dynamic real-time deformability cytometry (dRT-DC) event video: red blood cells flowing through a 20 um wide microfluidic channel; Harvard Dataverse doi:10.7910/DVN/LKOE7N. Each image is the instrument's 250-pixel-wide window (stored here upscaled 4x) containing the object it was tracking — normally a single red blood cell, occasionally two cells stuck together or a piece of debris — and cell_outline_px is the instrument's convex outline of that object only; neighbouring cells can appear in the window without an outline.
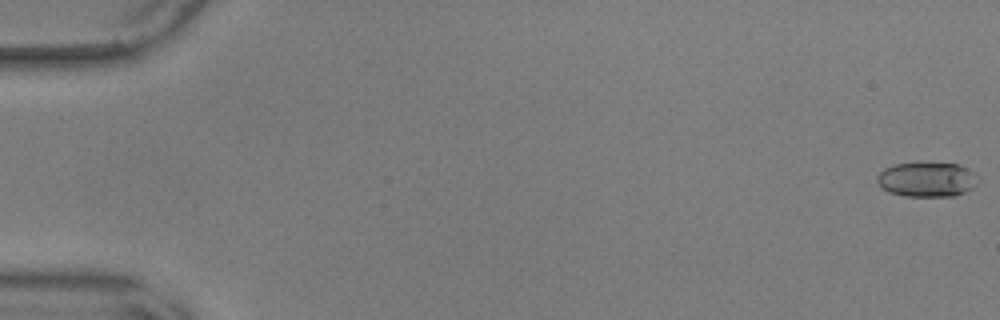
{"species": "common noctule bat (a hibernating species)", "species_latin": "Nyctalus noctula", "temperature_condition": "warm", "stored_images_in_passage": 57, "camera_frame_rate_fps": 3000, "um_per_image_px": 0.085, "animal": {"sex": "male", "body_mass_g": 17.9, "forearm_length_mm": 54.2}, "frame": {"image": 1, "passage_image": 1, "time_ms": 0.0, "image_size_px": [1000, 320], "cell_outline_px": [[976, 184], [972, 188], [956, 196], [904, 196], [888, 192], [880, 188], [876, 180], [876, 176], [884, 168], [892, 164], [916, 160], [956, 164], [972, 172]], "centroid_in_image_um": [78.67, 15.22], "position_along_channel_um": 6.3, "area_um2": 20.92}}
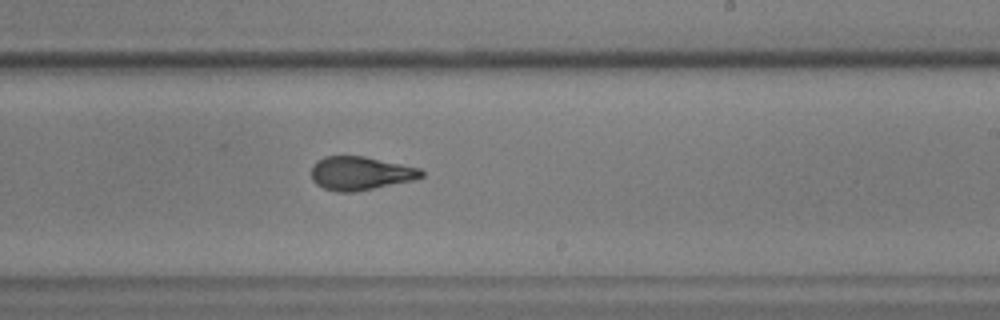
{"frame": {"image": 2, "passage_image": 35, "time_ms": 11.333, "image_size_px": [1000, 320], "cell_outline_px": [[424, 176], [412, 180], [356, 192], [336, 192], [324, 188], [316, 184], [312, 180], [312, 164], [316, 160], [324, 156], [364, 156], [420, 168], [424, 172]], "centroid_in_image_um": [30.61, 14.73], "position_along_channel_um": 258.4, "area_um2": 21.56}}
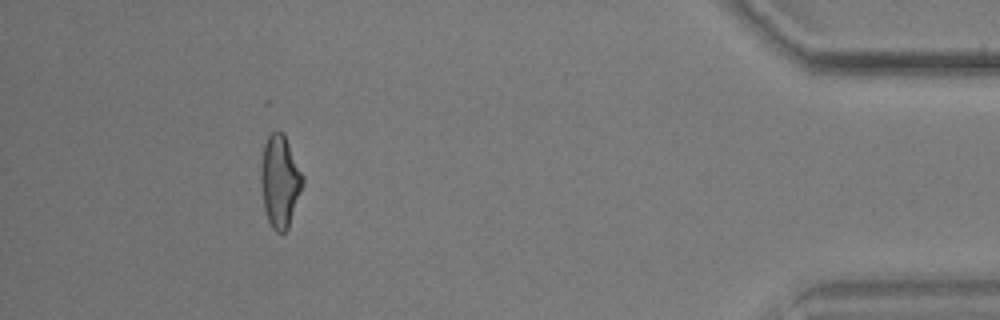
{"frame": {"image": 3, "passage_image": 52, "time_ms": 17.0, "image_size_px": [1000, 320], "cell_outline_px": [[304, 184], [288, 228], [284, 232], [276, 232], [272, 228], [268, 220], [264, 208], [260, 184], [260, 168], [264, 144], [268, 136], [276, 128], [284, 132], [304, 176]], "centroid_in_image_um": [23.79, 15.36], "position_along_channel_um": 411.4, "area_um2": 22.89}, "authors_computed_cell_mechanics": {"area_um2": 21.5594, "velocity_mm_per_s": 3.6421, "shape_relaxation_time_tau1_ms": null, "shape_relaxation_time_tau2_ms": 1.6815, "deformation_change_tau1": null, "deformation_change_tau2": 0.0936}}